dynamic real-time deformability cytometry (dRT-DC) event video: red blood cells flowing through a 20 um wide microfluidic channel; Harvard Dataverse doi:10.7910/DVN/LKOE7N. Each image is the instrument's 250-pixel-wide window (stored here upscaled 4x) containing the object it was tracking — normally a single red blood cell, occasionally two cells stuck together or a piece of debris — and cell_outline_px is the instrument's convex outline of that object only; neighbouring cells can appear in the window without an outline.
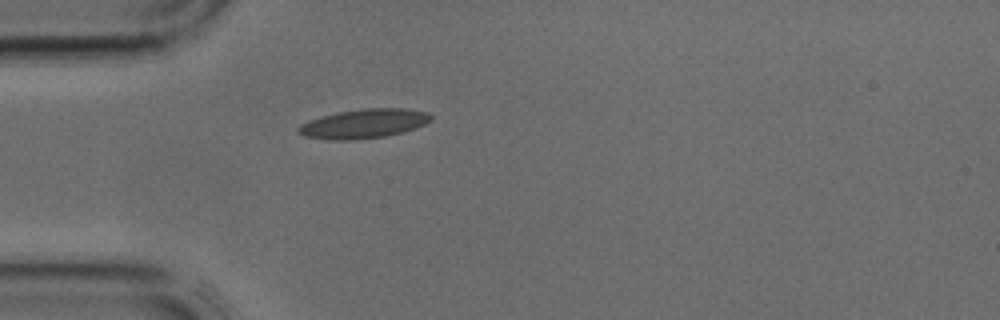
{"species": "common noctule bat (a hibernating species)", "species_latin": "Nyctalus noctula", "temperature_condition": "cold", "stored_images_in_passage": 4, "camera_frame_rate_fps": 3000, "um_per_image_px": 0.085, "animal": {"sex": "male", "body_mass_g": 17.9, "forearm_length_mm": 54.2}, "frame": {"image": 1, "passage_image": 4, "time_ms": 1.0, "image_size_px": [1000, 320], "cell_outline_px": [[432, 120], [416, 128], [384, 136], [348, 140], [332, 140], [304, 136], [296, 132], [296, 128], [300, 124], [308, 120], [336, 112], [364, 108], [408, 108], [428, 112], [432, 116]], "centroid_in_image_um": [30.9, 10.5], "position_along_channel_um": 54.1, "area_um2": 22.66}}